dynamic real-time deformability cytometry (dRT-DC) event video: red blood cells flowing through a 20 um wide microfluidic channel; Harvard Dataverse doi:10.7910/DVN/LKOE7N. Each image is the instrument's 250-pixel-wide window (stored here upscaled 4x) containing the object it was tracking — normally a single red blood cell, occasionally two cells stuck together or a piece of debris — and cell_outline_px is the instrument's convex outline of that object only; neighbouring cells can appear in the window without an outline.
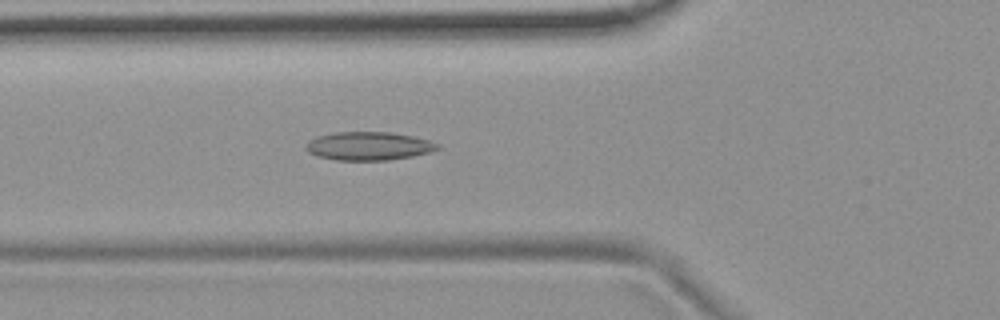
{"species": "common noctule bat (a hibernating species)", "species_latin": "Nyctalus noctula", "temperature_condition": "room temperature", "stored_images_in_passage": 53, "camera_frame_rate_fps": 3000, "um_per_image_px": 0.085, "animal": {"sex": "female", "body_mass_g": 19.9}, "frame": {"image": 1, "passage_image": 18, "time_ms": 5.667, "image_size_px": [1000, 320], "cell_outline_px": [[440, 148], [432, 152], [412, 156], [388, 160], [336, 160], [320, 156], [308, 152], [304, 148], [304, 144], [308, 140], [316, 136], [336, 132], [392, 132], [412, 136], [428, 140], [440, 144]], "centroid_in_image_um": [31.33, 12.41], "position_along_channel_um": 94.5, "area_um2": 21.91}}
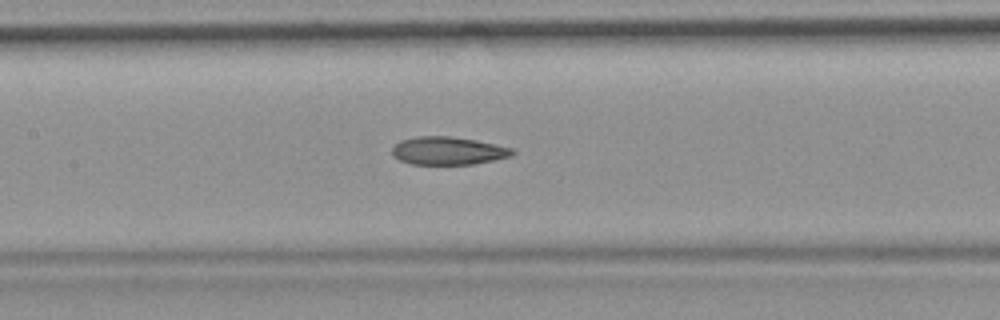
{"frame": {"image": 2, "passage_image": 24, "time_ms": 7.667, "image_size_px": [1000, 320], "cell_outline_px": [[516, 152], [512, 156], [496, 160], [472, 164], [412, 164], [400, 160], [392, 156], [392, 148], [400, 140], [416, 136], [448, 136], [476, 140], [496, 144], [512, 148]], "centroid_in_image_um": [38.1, 12.81], "position_along_channel_um": 169.3, "area_um2": 19.71}}
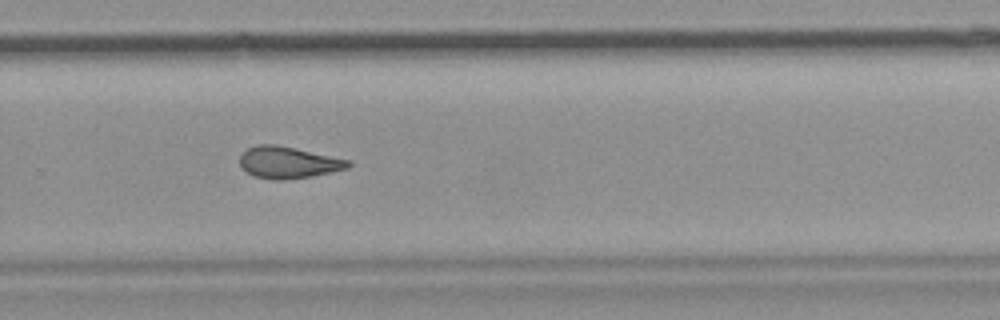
{"frame": {"image": 3, "passage_image": 35, "time_ms": 11.333, "image_size_px": [1000, 320], "cell_outline_px": [[352, 164], [348, 168], [312, 176], [284, 180], [276, 180], [252, 176], [244, 172], [240, 168], [240, 156], [248, 148], [256, 144], [276, 144], [352, 160]], "centroid_in_image_um": [24.48, 13.81], "position_along_channel_um": 305.3, "area_um2": 20.29}, "authors_computed_cell_mechanics": {"area_um2": 20.519, "velocity_mm_per_s": 3.7287, "shape_relaxation_time_tau1_ms": null, "shape_relaxation_time_tau2_ms": 4.2303, "deformation_change_tau1": null, "deformation_change_tau2": 0.1151}}